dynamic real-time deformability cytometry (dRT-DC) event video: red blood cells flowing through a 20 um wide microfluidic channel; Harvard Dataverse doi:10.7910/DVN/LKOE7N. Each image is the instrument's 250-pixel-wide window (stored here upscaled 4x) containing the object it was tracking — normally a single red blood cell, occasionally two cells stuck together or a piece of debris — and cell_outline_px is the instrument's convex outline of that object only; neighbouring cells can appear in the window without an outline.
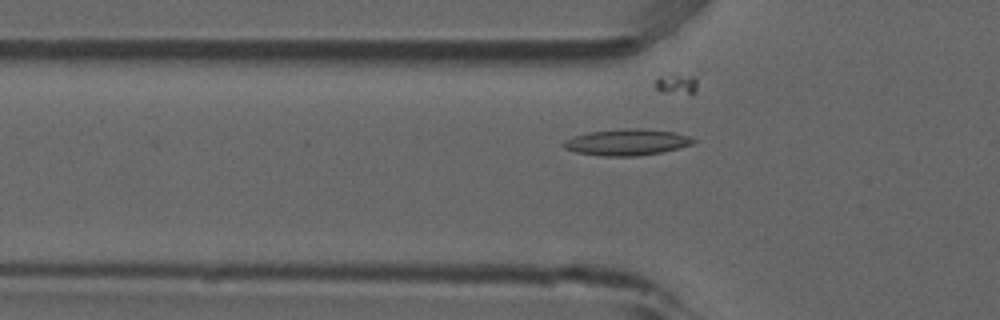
{"species": "common noctule bat (a hibernating species)", "species_latin": "Nyctalus noctula", "temperature_condition": "room temperature", "stored_images_in_passage": 34, "segment_of_instrument_passage": [1, 2], "camera_frame_rate_fps": 3000, "um_per_image_px": 0.085, "animal": {"sex": "male", "forearm_length_mm": 52.5}, "frame": {"image": 1, "passage_image": 4, "time_ms": 1.0, "image_size_px": [1000, 320], "cell_outline_px": [[696, 140], [692, 144], [660, 152], [636, 156], [604, 156], [576, 152], [564, 148], [560, 144], [564, 140], [588, 132], [624, 128], [644, 128], [676, 132], [688, 136]], "centroid_in_image_um": [53.26, 12.07], "position_along_channel_um": 72.5, "area_um2": 19.83}}
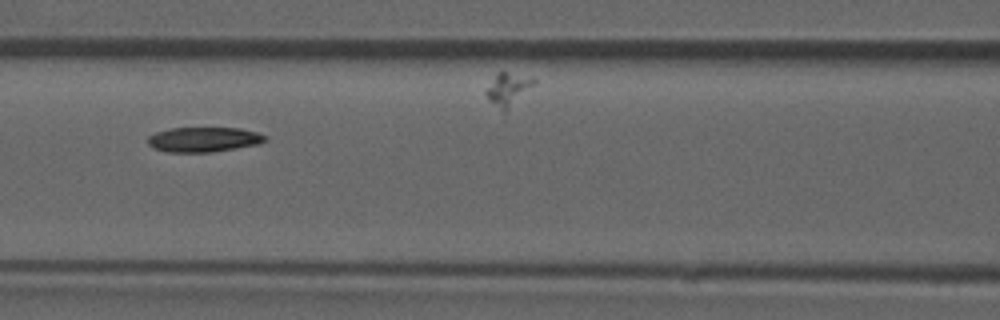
{"frame": {"image": 2, "passage_image": 10, "time_ms": 3.0, "image_size_px": [1000, 320], "cell_outline_px": [[268, 140], [256, 144], [212, 152], [168, 152], [152, 148], [148, 144], [148, 136], [156, 132], [172, 128], [240, 128], [256, 132], [268, 136]], "centroid_in_image_um": [17.3, 11.85], "position_along_channel_um": 149.3, "area_um2": 16.94}}
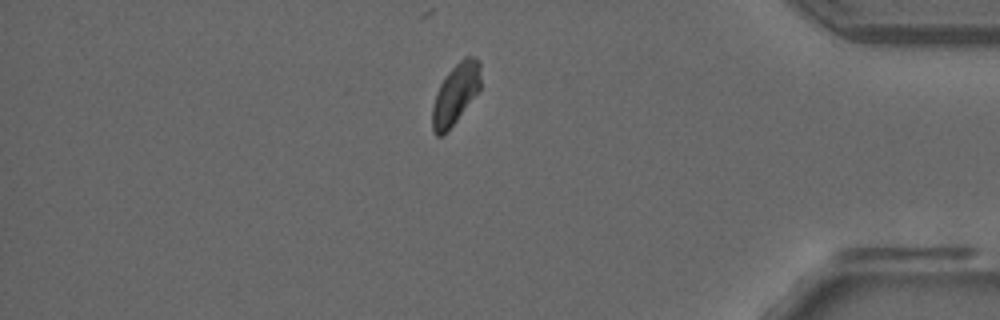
{"frame": {"image": 3, "passage_image": 32, "time_ms": 10.333, "image_size_px": [1000, 320], "cell_outline_px": [[480, 88], [444, 136], [436, 136], [432, 128], [432, 108], [436, 92], [444, 76], [464, 56], [472, 56], [480, 60]], "centroid_in_image_um": [38.7, 7.97], "position_along_channel_um": 396.5, "area_um2": 16.94}}